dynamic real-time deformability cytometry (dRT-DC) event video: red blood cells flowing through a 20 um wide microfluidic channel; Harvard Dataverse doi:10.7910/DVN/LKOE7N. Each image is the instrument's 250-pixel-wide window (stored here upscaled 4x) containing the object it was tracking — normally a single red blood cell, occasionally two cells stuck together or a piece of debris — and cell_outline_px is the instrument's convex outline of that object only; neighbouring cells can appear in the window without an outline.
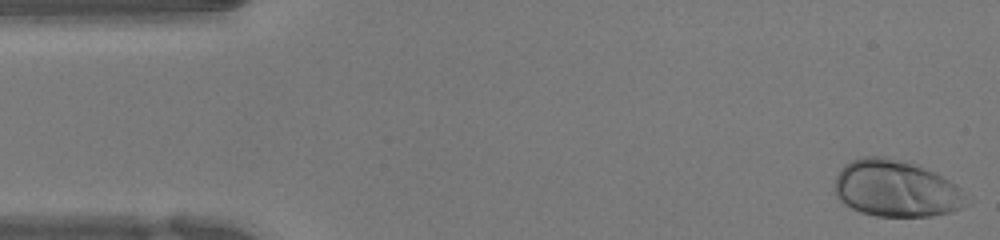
{"species": "human", "species_latin": "Homo sapiens", "temperature_condition": "warm", "stored_images_in_passage": 50, "camera_frame_rate_fps": 3000, "um_per_image_px": 0.085, "donor": {"sex": "female"}, "frame": {"image": 1, "passage_image": 1, "time_ms": 0.0, "image_size_px": [1000, 240], "cell_outline_px": [[972, 200], [968, 204], [960, 208], [948, 212], [932, 216], [876, 216], [860, 212], [844, 204], [836, 196], [836, 176], [840, 168], [844, 164], [860, 156], [884, 156], [904, 160], [924, 168], [956, 184]], "centroid_in_image_um": [76.17, 16.03], "position_along_channel_um": 8.8, "area_um2": 43.7}}
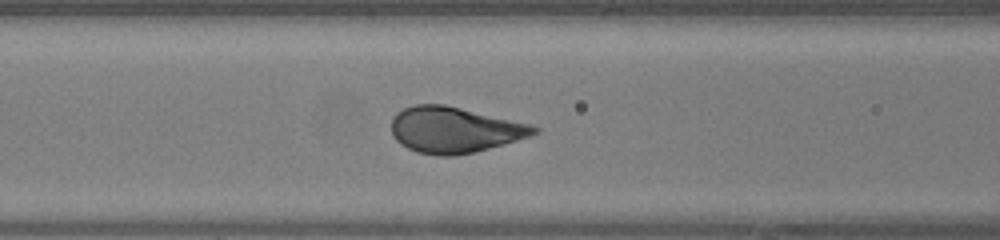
{"frame": {"image": 2, "passage_image": 19, "time_ms": 6.0, "image_size_px": [1000, 240], "cell_outline_px": [[540, 132], [516, 140], [488, 148], [472, 152], [452, 156], [440, 156], [416, 152], [400, 144], [392, 136], [392, 116], [396, 112], [404, 108], [416, 104], [444, 104], [528, 124], [540, 128]], "centroid_in_image_um": [38.56, 11.03], "position_along_channel_um": 128.0, "area_um2": 37.74}}
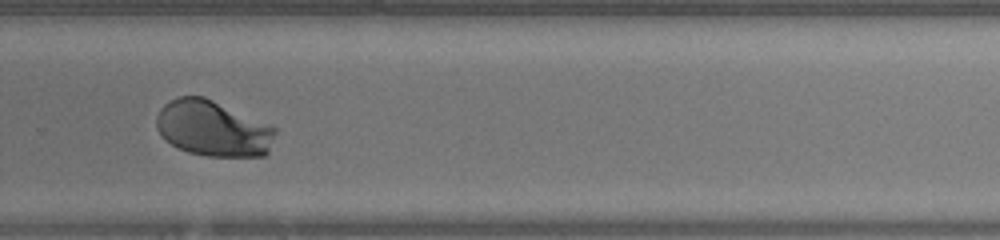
{"frame": {"image": 3, "passage_image": 33, "time_ms": 10.667, "image_size_px": [1000, 240], "cell_outline_px": [[276, 132], [268, 152], [264, 156], [208, 156], [188, 152], [164, 140], [156, 128], [156, 116], [160, 108], [164, 104], [180, 96], [204, 96], [268, 124], [276, 128]], "centroid_in_image_um": [18.07, 10.92], "position_along_channel_um": 311.7, "area_um2": 38.44}, "authors_computed_cell_mechanics": {"area_um2": 38.9861, "velocity_mm_per_s": 3.9504, "shape_relaxation_time_tau1_ms": 2.1876, "shape_relaxation_time_tau2_ms": null, "deformation_change_tau1": 0.1538, "deformation_change_tau2": null}}